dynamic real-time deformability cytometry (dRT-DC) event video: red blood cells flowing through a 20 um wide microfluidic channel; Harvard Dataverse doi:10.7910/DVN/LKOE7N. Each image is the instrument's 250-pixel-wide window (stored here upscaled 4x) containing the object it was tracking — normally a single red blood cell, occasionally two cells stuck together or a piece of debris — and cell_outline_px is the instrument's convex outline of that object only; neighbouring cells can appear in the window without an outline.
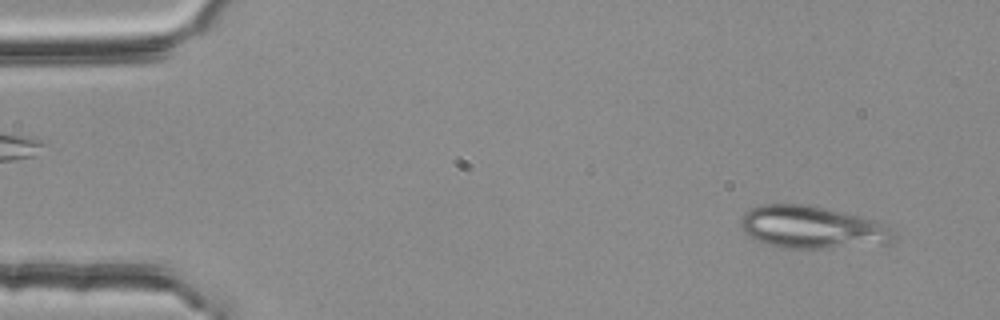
{"species": "common noctule bat (a hibernating species)", "species_latin": "Nyctalus noctula", "temperature_condition": "room temperature", "stored_images_in_passage": 4, "camera_frame_rate_fps": 3000, "um_per_image_px": 0.085, "animal": {"sex": "female", "body_mass_g": 25.1}, "frame": {"image": 1, "passage_image": 4, "time_ms": 1.0, "image_size_px": [1000, 320], "cell_outline_px": [[896, 240], [888, 244], [828, 248], [784, 248], [768, 244], [756, 240], [748, 236], [740, 224], [740, 220], [744, 212], [752, 208], [764, 204], [804, 204], [876, 220], [888, 224], [896, 232]], "centroid_in_image_um": [69.09, 19.34], "position_along_channel_um": 15.9, "area_um2": 38.03}}